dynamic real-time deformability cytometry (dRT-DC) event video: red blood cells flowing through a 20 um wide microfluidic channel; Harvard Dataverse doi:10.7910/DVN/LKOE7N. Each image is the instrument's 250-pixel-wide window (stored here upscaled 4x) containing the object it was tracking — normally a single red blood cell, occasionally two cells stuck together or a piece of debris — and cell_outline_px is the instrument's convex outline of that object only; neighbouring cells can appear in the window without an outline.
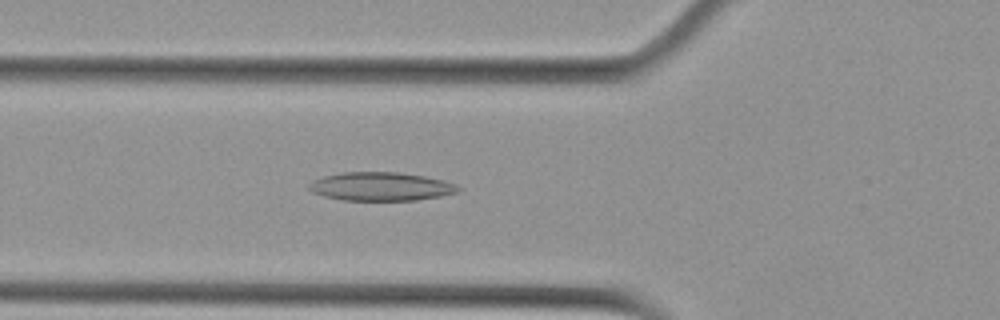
{"species": "Egyptian fruit bat (a non-hibernating species)", "species_latin": "Rousettus aegyptiacus", "temperature_condition": "cold", "stored_images_in_passage": 47, "camera_frame_rate_fps": 3000, "um_per_image_px": 0.085, "animal": {"sex": "female"}, "frame": {"image": 1, "passage_image": 13, "time_ms": 4.0, "image_size_px": [1000, 320], "cell_outline_px": [[460, 188], [456, 192], [440, 196], [416, 200], [344, 200], [324, 196], [312, 192], [308, 188], [308, 184], [312, 180], [324, 176], [340, 172], [396, 172], [424, 176], [444, 180], [456, 184]], "centroid_in_image_um": [32.34, 15.84], "position_along_channel_um": 93.5, "area_um2": 24.74}}
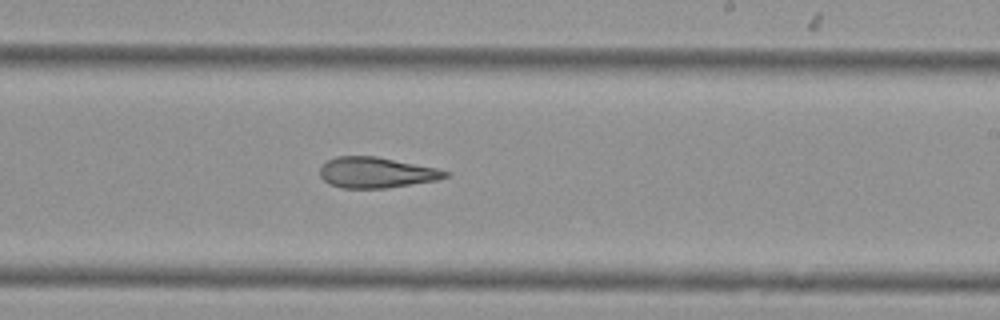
{"frame": {"image": 2, "passage_image": 26, "time_ms": 8.333, "image_size_px": [1000, 320], "cell_outline_px": [[452, 172], [448, 176], [436, 180], [388, 188], [340, 188], [328, 184], [320, 176], [320, 168], [328, 160], [336, 156], [376, 156], [436, 168]], "centroid_in_image_um": [31.97, 14.67], "position_along_channel_um": 257.0, "area_um2": 22.43}}
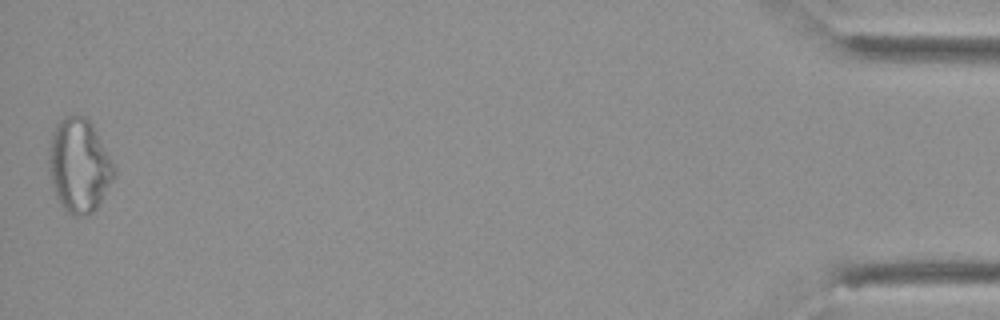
{"frame": {"image": 3, "passage_image": 47, "time_ms": 15.333, "image_size_px": [1000, 320], "cell_outline_px": [[116, 172], [112, 180], [96, 208], [92, 212], [84, 216], [72, 216], [60, 204], [56, 196], [48, 168], [52, 132], [56, 124], [60, 120], [76, 112], [84, 116], [92, 124], [116, 168]], "centroid_in_image_um": [6.72, 14.05], "position_along_channel_um": 428.5, "area_um2": 35.37}, "authors_computed_cell_mechanics": {"area_um2": 25.7788, "velocity_mm_per_s": 3.7733, "shape_relaxation_time_tau1_ms": null, "shape_relaxation_time_tau2_ms": 5.3527, "deformation_change_tau1": null, "deformation_change_tau2": 0.1651}}